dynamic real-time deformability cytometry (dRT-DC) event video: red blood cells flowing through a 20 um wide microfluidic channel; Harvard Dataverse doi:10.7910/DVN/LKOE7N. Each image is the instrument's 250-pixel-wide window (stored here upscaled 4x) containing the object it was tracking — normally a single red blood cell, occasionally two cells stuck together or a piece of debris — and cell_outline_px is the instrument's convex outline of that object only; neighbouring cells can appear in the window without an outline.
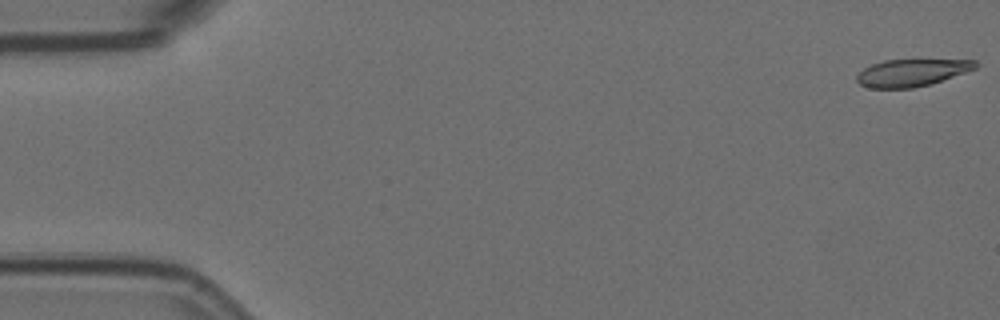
{"species": "Egyptian fruit bat (a non-hibernating species)", "species_latin": "Rousettus aegyptiacus", "temperature_condition": "room temperature", "stored_images_in_passage": 57, "camera_frame_rate_fps": 3000, "um_per_image_px": 0.085, "animal": {"sex": "female"}, "frame": {"image": 1, "passage_image": 1, "time_ms": 0.0, "image_size_px": [1000, 320], "cell_outline_px": [[980, 64], [976, 68], [928, 84], [912, 88], [868, 88], [860, 84], [856, 80], [856, 76], [864, 68], [872, 64], [884, 60], [976, 60]], "centroid_in_image_um": [77.46, 6.17], "position_along_channel_um": 7.5, "area_um2": 18.5}}
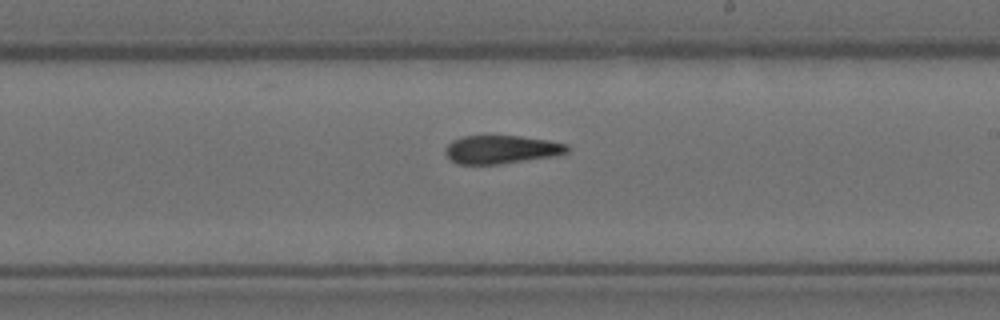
{"frame": {"image": 2, "passage_image": 33, "time_ms": 10.667, "image_size_px": [1000, 320], "cell_outline_px": [[568, 152], [556, 156], [496, 164], [456, 164], [444, 152], [444, 148], [452, 140], [460, 136], [520, 136], [548, 140], [568, 144]], "centroid_in_image_um": [42.6, 12.7], "position_along_channel_um": 246.4, "area_um2": 20.11}}
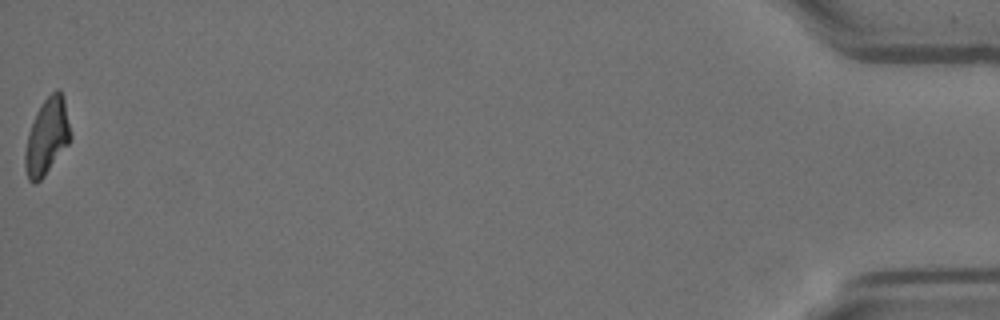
{"frame": {"image": 3, "passage_image": 57, "time_ms": 18.667, "image_size_px": [1000, 320], "cell_outline_px": [[72, 136], [68, 144], [44, 176], [36, 184], [32, 184], [28, 180], [24, 164], [24, 152], [28, 132], [36, 112], [44, 100], [56, 88], [60, 88], [64, 96]], "centroid_in_image_um": [3.99, 11.6], "position_along_channel_um": 431.2, "area_um2": 20.4}, "authors_computed_cell_mechanics": {"area_um2": 20.5768, "velocity_mm_per_s": 3.576, "shape_relaxation_time_tau1_ms": 9.722, "shape_relaxation_time_tau2_ms": 5.1944, "deformation_change_tau1": 0.2511, "deformation_change_tau2": 0.1146}}